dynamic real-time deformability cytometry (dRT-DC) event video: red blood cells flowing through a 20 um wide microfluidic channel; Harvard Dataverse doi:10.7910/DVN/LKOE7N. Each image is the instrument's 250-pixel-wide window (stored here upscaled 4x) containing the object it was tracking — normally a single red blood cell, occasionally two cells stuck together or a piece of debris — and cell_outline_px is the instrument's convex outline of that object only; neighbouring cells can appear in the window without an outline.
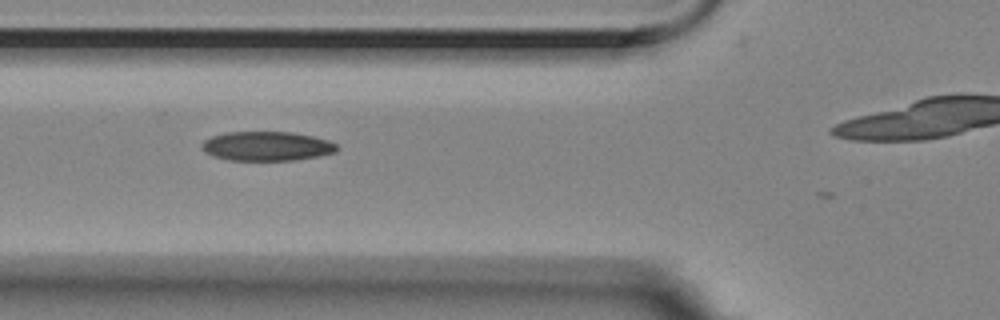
{"species": "Egyptian fruit bat (a non-hibernating species)", "species_latin": "Rousettus aegyptiacus", "temperature_condition": "room temperature", "stored_images_in_passage": 9, "camera_frame_rate_fps": 3000, "um_per_image_px": 0.085, "animal": {"sex": "female"}, "frame": {"image": 1, "passage_image": 5, "time_ms": 1.333, "image_size_px": [1000, 320], "cell_outline_px": [[340, 148], [336, 152], [316, 156], [292, 160], [228, 160], [204, 152], [200, 144], [204, 140], [212, 136], [228, 132], [292, 132], [312, 136], [328, 140], [336, 144]], "centroid_in_image_um": [22.68, 12.42], "position_along_channel_um": 103.1, "area_um2": 22.95}}
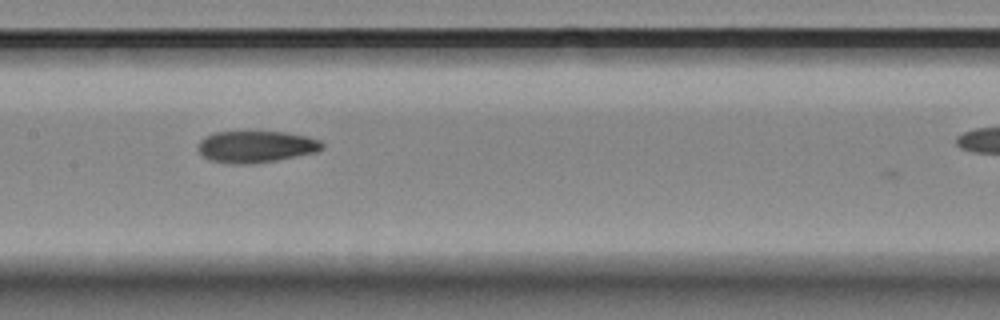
{"frame": {"image": 2, "passage_image": 7, "time_ms": 2.0, "image_size_px": [1000, 320], "cell_outline_px": [[324, 148], [316, 152], [276, 160], [252, 164], [232, 164], [208, 160], [196, 148], [200, 140], [204, 136], [216, 132], [288, 132], [308, 136], [320, 140], [324, 144]], "centroid_in_image_um": [21.76, 12.47], "position_along_channel_um": 185.6, "area_um2": 23.12}}
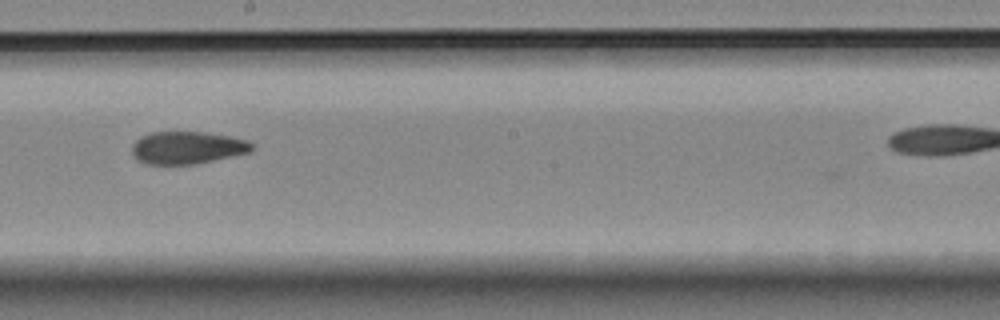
{"frame": {"image": 3, "passage_image": 8, "time_ms": 2.333, "image_size_px": [1000, 320], "cell_outline_px": [[252, 148], [248, 152], [196, 164], [144, 164], [136, 160], [132, 156], [132, 144], [140, 136], [152, 132], [204, 132], [228, 136], [248, 140], [252, 144]], "centroid_in_image_um": [15.84, 12.55], "position_along_channel_um": 232.4, "area_um2": 22.66}}